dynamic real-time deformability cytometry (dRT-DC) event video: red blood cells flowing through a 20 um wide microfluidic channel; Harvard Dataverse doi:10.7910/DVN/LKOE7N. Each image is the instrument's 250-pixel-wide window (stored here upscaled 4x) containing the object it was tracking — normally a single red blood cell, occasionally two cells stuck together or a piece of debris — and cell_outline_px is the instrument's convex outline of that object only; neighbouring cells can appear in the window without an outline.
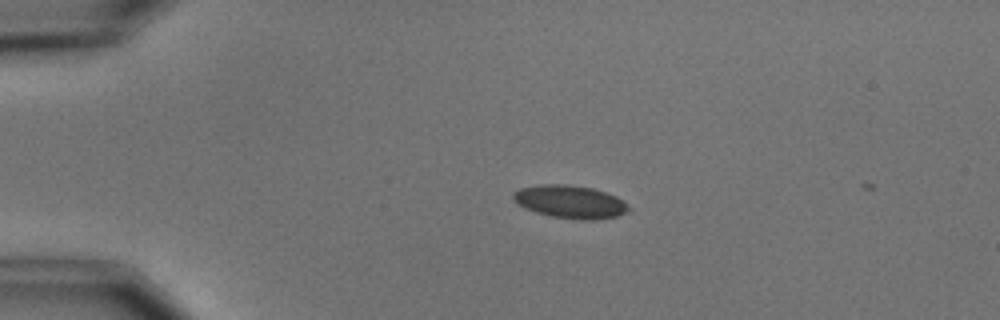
{"species": "common noctule bat (a hibernating species)", "species_latin": "Nyctalus noctula", "temperature_condition": "cold", "stored_images_in_passage": 2, "camera_frame_rate_fps": 3000, "um_per_image_px": 0.085, "animal": {"sex": "male", "body_mass_g": 15.6}, "frame": {"image": 1, "passage_image": 1, "time_ms": 0.0, "image_size_px": [1000, 320], "cell_outline_px": [[632, 212], [616, 216], [596, 220], [580, 220], [552, 216], [536, 212], [524, 208], [512, 196], [512, 192], [520, 188], [540, 184], [564, 184], [592, 188], [616, 196], [632, 208]], "centroid_in_image_um": [48.51, 17.16], "position_along_channel_um": 36.5, "area_um2": 22.2}}